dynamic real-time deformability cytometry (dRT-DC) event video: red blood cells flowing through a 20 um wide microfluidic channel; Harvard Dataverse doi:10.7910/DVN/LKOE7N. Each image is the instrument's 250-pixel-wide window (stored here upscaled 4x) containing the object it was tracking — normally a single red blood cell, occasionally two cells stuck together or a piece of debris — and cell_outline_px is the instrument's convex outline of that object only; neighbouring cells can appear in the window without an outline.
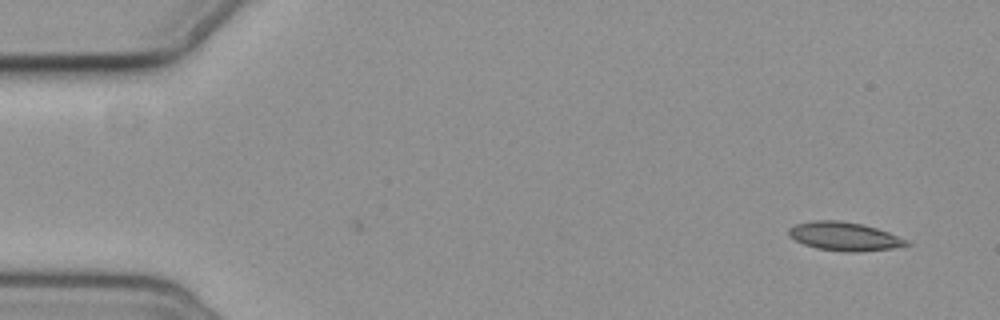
{"species": "common noctule bat (a hibernating species)", "species_latin": "Nyctalus noctula", "temperature_condition": "cold", "stored_images_in_passage": 2, "camera_frame_rate_fps": 3000, "um_per_image_px": 0.085, "animal": {"sex": "female", "body_mass_g": 19.3, "forearm_length_mm": 54.1}, "frame": {"image": 1, "passage_image": 2, "time_ms": 2.0, "image_size_px": [1000, 320], "cell_outline_px": [[912, 244], [892, 248], [816, 248], [804, 244], [788, 236], [788, 228], [796, 224], [812, 220], [840, 220], [860, 224], [876, 228], [888, 232], [908, 240]], "centroid_in_image_um": [71.7, 20.01], "position_along_channel_um": 13.3, "area_um2": 18.32}}